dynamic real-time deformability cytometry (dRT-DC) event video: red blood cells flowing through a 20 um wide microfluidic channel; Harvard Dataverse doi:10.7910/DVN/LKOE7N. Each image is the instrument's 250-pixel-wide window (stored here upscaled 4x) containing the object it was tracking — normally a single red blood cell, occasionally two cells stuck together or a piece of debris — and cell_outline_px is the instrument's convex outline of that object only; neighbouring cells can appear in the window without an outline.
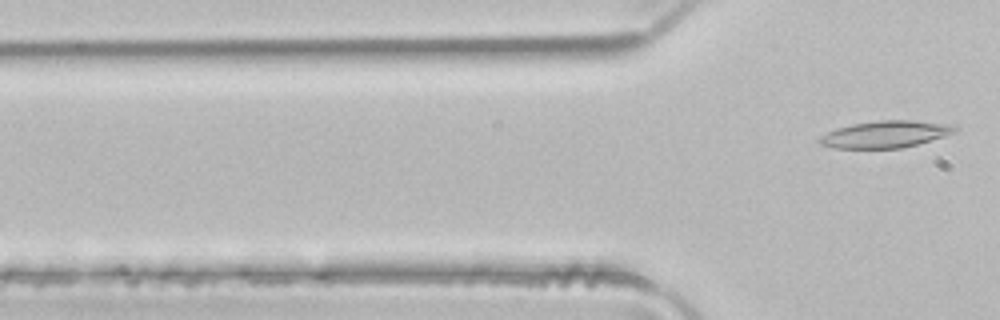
{"species": "common noctule bat (a hibernating species)", "species_latin": "Nyctalus noctula", "temperature_condition": "room temperature", "stored_images_in_passage": 3, "camera_frame_rate_fps": 3000, "um_per_image_px": 0.085, "animal": {"sex": "male", "body_mass_g": 21.5, "forearm_length_mm": 52.0}, "frame": {"image": 1, "passage_image": 3, "time_ms": 0.667, "image_size_px": [1000, 320], "cell_outline_px": [[960, 128], [956, 132], [944, 136], [916, 144], [900, 148], [836, 148], [820, 144], [816, 140], [820, 136], [836, 128], [852, 124], [880, 120], [912, 120], [956, 124]], "centroid_in_image_um": [75.3, 11.4], "position_along_channel_um": 50.5, "area_um2": 21.33}}